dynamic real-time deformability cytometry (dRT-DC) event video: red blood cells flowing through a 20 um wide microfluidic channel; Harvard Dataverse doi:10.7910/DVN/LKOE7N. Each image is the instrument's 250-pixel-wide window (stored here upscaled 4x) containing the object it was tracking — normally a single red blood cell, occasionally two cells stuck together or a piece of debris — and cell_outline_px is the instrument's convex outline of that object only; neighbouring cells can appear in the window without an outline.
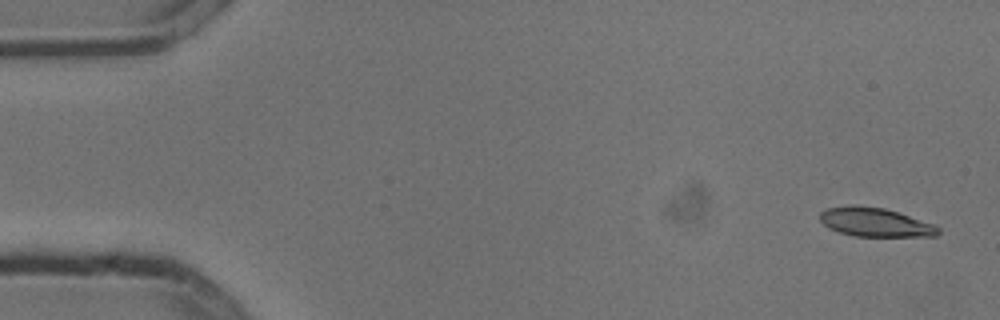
{"species": "common noctule bat (a hibernating species)", "species_latin": "Nyctalus noctula", "temperature_condition": "cold", "stored_images_in_passage": 6, "camera_frame_rate_fps": 3000, "um_per_image_px": 0.085, "animal": {"sex": "male", "body_mass_g": 13.3}, "frame": {"image": 1, "passage_image": 1, "time_ms": 0.0, "image_size_px": [1000, 320], "cell_outline_px": [[940, 232], [936, 236], [856, 236], [840, 232], [828, 228], [820, 220], [820, 212], [828, 208], [852, 204], [856, 204], [884, 208], [936, 224], [940, 228]], "centroid_in_image_um": [74.4, 18.88], "position_along_channel_um": 10.6, "area_um2": 20.0}}